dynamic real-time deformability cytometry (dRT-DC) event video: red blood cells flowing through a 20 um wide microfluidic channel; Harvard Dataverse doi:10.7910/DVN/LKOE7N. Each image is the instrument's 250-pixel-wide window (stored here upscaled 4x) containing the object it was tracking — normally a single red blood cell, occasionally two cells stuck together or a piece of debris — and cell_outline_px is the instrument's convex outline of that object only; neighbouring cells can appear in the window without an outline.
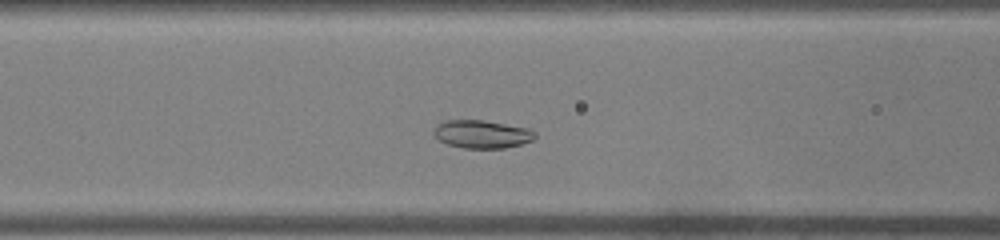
{"species": "common noctule bat (a hibernating species)", "species_latin": "Nyctalus noctula", "temperature_condition": "warm", "stored_images_in_passage": 39, "camera_frame_rate_fps": 3000, "um_per_image_px": 0.085, "animal": {"sex": "male", "body_mass_g": 19.0, "forearm_length_mm": 50.8}, "frame": {"image": 1, "passage_image": 10, "time_ms": 3.0, "image_size_px": [1000, 240], "cell_outline_px": [[536, 136], [532, 140], [520, 144], [504, 148], [464, 148], [448, 144], [432, 136], [432, 128], [436, 124], [444, 120], [484, 120], [528, 128], [536, 132]], "centroid_in_image_um": [40.91, 11.39], "position_along_channel_um": 125.7, "area_um2": 16.7}}
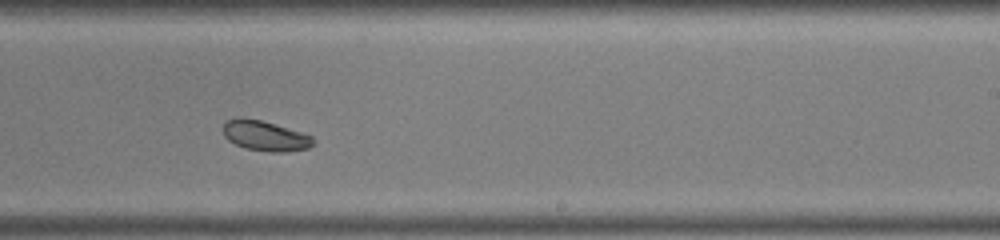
{"frame": {"image": 2, "passage_image": 20, "time_ms": 6.333, "image_size_px": [1000, 240], "cell_outline_px": [[312, 144], [308, 148], [288, 152], [268, 152], [244, 148], [228, 140], [224, 136], [224, 124], [228, 120], [240, 116], [260, 120], [300, 132], [312, 136]], "centroid_in_image_um": [22.5, 11.55], "position_along_channel_um": 266.5, "area_um2": 15.66}}
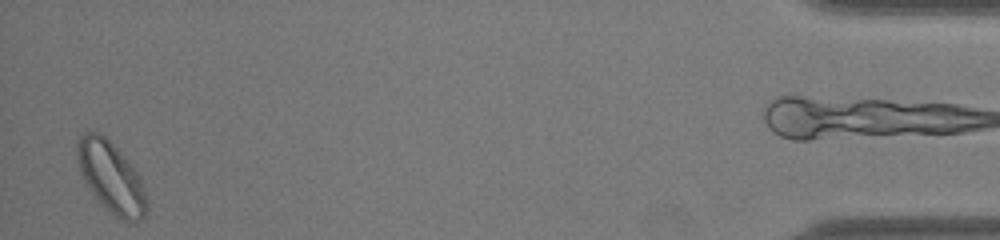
{"frame": {"image": 3, "passage_image": 37, "time_ms": 12.0, "image_size_px": [1000, 240], "cell_outline_px": [[148, 208], [144, 220], [128, 224], [120, 220], [104, 208], [100, 204], [84, 180], [80, 172], [76, 156], [76, 140], [84, 132], [100, 132], [120, 152], [140, 176], [144, 188], [148, 204]], "centroid_in_image_um": [9.46, 15.13], "position_along_channel_um": 425.7, "area_um2": 29.13}}